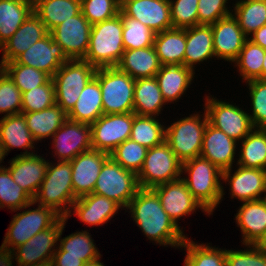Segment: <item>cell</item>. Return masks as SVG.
I'll return each mask as SVG.
<instances>
[{
	"instance_id": "cell-1",
	"label": "cell",
	"mask_w": 266,
	"mask_h": 266,
	"mask_svg": "<svg viewBox=\"0 0 266 266\" xmlns=\"http://www.w3.org/2000/svg\"><path fill=\"white\" fill-rule=\"evenodd\" d=\"M125 212L150 242L180 249L188 237L163 209L158 194L152 188H139Z\"/></svg>"
},
{
	"instance_id": "cell-2",
	"label": "cell",
	"mask_w": 266,
	"mask_h": 266,
	"mask_svg": "<svg viewBox=\"0 0 266 266\" xmlns=\"http://www.w3.org/2000/svg\"><path fill=\"white\" fill-rule=\"evenodd\" d=\"M181 180L202 207L213 215L226 193L221 182L222 171L208 159L198 156L182 163Z\"/></svg>"
},
{
	"instance_id": "cell-3",
	"label": "cell",
	"mask_w": 266,
	"mask_h": 266,
	"mask_svg": "<svg viewBox=\"0 0 266 266\" xmlns=\"http://www.w3.org/2000/svg\"><path fill=\"white\" fill-rule=\"evenodd\" d=\"M34 205L36 206V203L32 201L21 209L12 211L20 212L13 215L12 221L3 237V242L0 246V261L14 248L26 243L35 234L52 227L61 218L52 208L37 204L38 207L31 209L30 207H34Z\"/></svg>"
},
{
	"instance_id": "cell-4",
	"label": "cell",
	"mask_w": 266,
	"mask_h": 266,
	"mask_svg": "<svg viewBox=\"0 0 266 266\" xmlns=\"http://www.w3.org/2000/svg\"><path fill=\"white\" fill-rule=\"evenodd\" d=\"M122 33L120 13L92 25L88 52L83 60L96 68L117 66L124 52Z\"/></svg>"
},
{
	"instance_id": "cell-5",
	"label": "cell",
	"mask_w": 266,
	"mask_h": 266,
	"mask_svg": "<svg viewBox=\"0 0 266 266\" xmlns=\"http://www.w3.org/2000/svg\"><path fill=\"white\" fill-rule=\"evenodd\" d=\"M70 161L48 162L45 178L33 201L52 208L61 217H66L77 199L72 186Z\"/></svg>"
},
{
	"instance_id": "cell-6",
	"label": "cell",
	"mask_w": 266,
	"mask_h": 266,
	"mask_svg": "<svg viewBox=\"0 0 266 266\" xmlns=\"http://www.w3.org/2000/svg\"><path fill=\"white\" fill-rule=\"evenodd\" d=\"M203 111L177 118L174 123L166 125L165 141L181 163L201 154L203 134L208 123L206 112Z\"/></svg>"
},
{
	"instance_id": "cell-7",
	"label": "cell",
	"mask_w": 266,
	"mask_h": 266,
	"mask_svg": "<svg viewBox=\"0 0 266 266\" xmlns=\"http://www.w3.org/2000/svg\"><path fill=\"white\" fill-rule=\"evenodd\" d=\"M94 77L101 88L103 114L133 112L135 79L117 66L97 68Z\"/></svg>"
},
{
	"instance_id": "cell-8",
	"label": "cell",
	"mask_w": 266,
	"mask_h": 266,
	"mask_svg": "<svg viewBox=\"0 0 266 266\" xmlns=\"http://www.w3.org/2000/svg\"><path fill=\"white\" fill-rule=\"evenodd\" d=\"M96 67L83 59L68 60L52 77L56 104L68 114L87 83L95 76Z\"/></svg>"
},
{
	"instance_id": "cell-9",
	"label": "cell",
	"mask_w": 266,
	"mask_h": 266,
	"mask_svg": "<svg viewBox=\"0 0 266 266\" xmlns=\"http://www.w3.org/2000/svg\"><path fill=\"white\" fill-rule=\"evenodd\" d=\"M203 102L208 123L236 142L242 141L255 128L247 109L243 110L240 104L219 100L210 93L205 95Z\"/></svg>"
},
{
	"instance_id": "cell-10",
	"label": "cell",
	"mask_w": 266,
	"mask_h": 266,
	"mask_svg": "<svg viewBox=\"0 0 266 266\" xmlns=\"http://www.w3.org/2000/svg\"><path fill=\"white\" fill-rule=\"evenodd\" d=\"M63 224L61 217L52 227L35 234L26 243L14 248L0 266H31L51 263L58 247V238ZM15 260V261H14Z\"/></svg>"
},
{
	"instance_id": "cell-11",
	"label": "cell",
	"mask_w": 266,
	"mask_h": 266,
	"mask_svg": "<svg viewBox=\"0 0 266 266\" xmlns=\"http://www.w3.org/2000/svg\"><path fill=\"white\" fill-rule=\"evenodd\" d=\"M139 188L137 174L109 157L101 168L93 193L114 200L125 210Z\"/></svg>"
},
{
	"instance_id": "cell-12",
	"label": "cell",
	"mask_w": 266,
	"mask_h": 266,
	"mask_svg": "<svg viewBox=\"0 0 266 266\" xmlns=\"http://www.w3.org/2000/svg\"><path fill=\"white\" fill-rule=\"evenodd\" d=\"M182 163L177 159L166 141L149 148L142 169L137 174L140 188H154L158 185L181 179Z\"/></svg>"
},
{
	"instance_id": "cell-13",
	"label": "cell",
	"mask_w": 266,
	"mask_h": 266,
	"mask_svg": "<svg viewBox=\"0 0 266 266\" xmlns=\"http://www.w3.org/2000/svg\"><path fill=\"white\" fill-rule=\"evenodd\" d=\"M132 113L103 114L91 126L94 150L110 154L120 143L130 138Z\"/></svg>"
},
{
	"instance_id": "cell-14",
	"label": "cell",
	"mask_w": 266,
	"mask_h": 266,
	"mask_svg": "<svg viewBox=\"0 0 266 266\" xmlns=\"http://www.w3.org/2000/svg\"><path fill=\"white\" fill-rule=\"evenodd\" d=\"M235 166L222 171V184L226 183L225 186H229L228 195L230 194L231 199H236L241 203L264 199L266 197V170L246 168L237 164Z\"/></svg>"
},
{
	"instance_id": "cell-15",
	"label": "cell",
	"mask_w": 266,
	"mask_h": 266,
	"mask_svg": "<svg viewBox=\"0 0 266 266\" xmlns=\"http://www.w3.org/2000/svg\"><path fill=\"white\" fill-rule=\"evenodd\" d=\"M51 154L56 161H71L80 153L89 151L91 144L90 124L67 119L52 135Z\"/></svg>"
},
{
	"instance_id": "cell-16",
	"label": "cell",
	"mask_w": 266,
	"mask_h": 266,
	"mask_svg": "<svg viewBox=\"0 0 266 266\" xmlns=\"http://www.w3.org/2000/svg\"><path fill=\"white\" fill-rule=\"evenodd\" d=\"M92 25L80 12L59 24L50 34L69 60L84 59L89 46Z\"/></svg>"
},
{
	"instance_id": "cell-17",
	"label": "cell",
	"mask_w": 266,
	"mask_h": 266,
	"mask_svg": "<svg viewBox=\"0 0 266 266\" xmlns=\"http://www.w3.org/2000/svg\"><path fill=\"white\" fill-rule=\"evenodd\" d=\"M152 189L158 194L163 209L177 226H179L178 221L181 217L186 218L199 209L210 217V214L193 197L181 179L158 185Z\"/></svg>"
},
{
	"instance_id": "cell-18",
	"label": "cell",
	"mask_w": 266,
	"mask_h": 266,
	"mask_svg": "<svg viewBox=\"0 0 266 266\" xmlns=\"http://www.w3.org/2000/svg\"><path fill=\"white\" fill-rule=\"evenodd\" d=\"M109 157L106 152L91 149L70 161L72 186L77 199L93 193L101 168Z\"/></svg>"
},
{
	"instance_id": "cell-19",
	"label": "cell",
	"mask_w": 266,
	"mask_h": 266,
	"mask_svg": "<svg viewBox=\"0 0 266 266\" xmlns=\"http://www.w3.org/2000/svg\"><path fill=\"white\" fill-rule=\"evenodd\" d=\"M120 209L122 210L123 208L114 200L91 193L76 199L71 205L65 219L68 220L70 216L76 215L80 222L88 225V227H102L108 221L112 220Z\"/></svg>"
},
{
	"instance_id": "cell-20",
	"label": "cell",
	"mask_w": 266,
	"mask_h": 266,
	"mask_svg": "<svg viewBox=\"0 0 266 266\" xmlns=\"http://www.w3.org/2000/svg\"><path fill=\"white\" fill-rule=\"evenodd\" d=\"M68 60L61 46L53 40L49 33L31 45L29 49L20 54L14 61L17 64L41 70L52 78L62 64Z\"/></svg>"
},
{
	"instance_id": "cell-21",
	"label": "cell",
	"mask_w": 266,
	"mask_h": 266,
	"mask_svg": "<svg viewBox=\"0 0 266 266\" xmlns=\"http://www.w3.org/2000/svg\"><path fill=\"white\" fill-rule=\"evenodd\" d=\"M211 29L213 32L214 60H223L232 64L240 54L248 37L232 14L211 24Z\"/></svg>"
},
{
	"instance_id": "cell-22",
	"label": "cell",
	"mask_w": 266,
	"mask_h": 266,
	"mask_svg": "<svg viewBox=\"0 0 266 266\" xmlns=\"http://www.w3.org/2000/svg\"><path fill=\"white\" fill-rule=\"evenodd\" d=\"M49 160L37 153L16 155L10 159L7 167L16 184L34 199L45 178Z\"/></svg>"
},
{
	"instance_id": "cell-23",
	"label": "cell",
	"mask_w": 266,
	"mask_h": 266,
	"mask_svg": "<svg viewBox=\"0 0 266 266\" xmlns=\"http://www.w3.org/2000/svg\"><path fill=\"white\" fill-rule=\"evenodd\" d=\"M238 142L207 123L203 134L201 154L221 171L230 169L238 160ZM236 162V164H235Z\"/></svg>"
},
{
	"instance_id": "cell-24",
	"label": "cell",
	"mask_w": 266,
	"mask_h": 266,
	"mask_svg": "<svg viewBox=\"0 0 266 266\" xmlns=\"http://www.w3.org/2000/svg\"><path fill=\"white\" fill-rule=\"evenodd\" d=\"M120 10L155 33L173 28L169 0H133L125 3Z\"/></svg>"
},
{
	"instance_id": "cell-25",
	"label": "cell",
	"mask_w": 266,
	"mask_h": 266,
	"mask_svg": "<svg viewBox=\"0 0 266 266\" xmlns=\"http://www.w3.org/2000/svg\"><path fill=\"white\" fill-rule=\"evenodd\" d=\"M49 33L44 23L33 11L12 37L0 47V52H2L0 64L14 61L31 45Z\"/></svg>"
},
{
	"instance_id": "cell-26",
	"label": "cell",
	"mask_w": 266,
	"mask_h": 266,
	"mask_svg": "<svg viewBox=\"0 0 266 266\" xmlns=\"http://www.w3.org/2000/svg\"><path fill=\"white\" fill-rule=\"evenodd\" d=\"M234 215L243 245H254L266 234V199L243 202Z\"/></svg>"
},
{
	"instance_id": "cell-27",
	"label": "cell",
	"mask_w": 266,
	"mask_h": 266,
	"mask_svg": "<svg viewBox=\"0 0 266 266\" xmlns=\"http://www.w3.org/2000/svg\"><path fill=\"white\" fill-rule=\"evenodd\" d=\"M195 72L182 64L162 65L155 78L166 104H175L194 83ZM175 102V103H174Z\"/></svg>"
},
{
	"instance_id": "cell-28",
	"label": "cell",
	"mask_w": 266,
	"mask_h": 266,
	"mask_svg": "<svg viewBox=\"0 0 266 266\" xmlns=\"http://www.w3.org/2000/svg\"><path fill=\"white\" fill-rule=\"evenodd\" d=\"M0 142L6 156L14 149L24 150L18 155H31L38 149L22 113L0 118Z\"/></svg>"
},
{
	"instance_id": "cell-29",
	"label": "cell",
	"mask_w": 266,
	"mask_h": 266,
	"mask_svg": "<svg viewBox=\"0 0 266 266\" xmlns=\"http://www.w3.org/2000/svg\"><path fill=\"white\" fill-rule=\"evenodd\" d=\"M213 57V58H212ZM215 58L211 25L199 24L186 28L184 65L194 72L197 64ZM210 59V60H209ZM196 65V66H195Z\"/></svg>"
},
{
	"instance_id": "cell-30",
	"label": "cell",
	"mask_w": 266,
	"mask_h": 266,
	"mask_svg": "<svg viewBox=\"0 0 266 266\" xmlns=\"http://www.w3.org/2000/svg\"><path fill=\"white\" fill-rule=\"evenodd\" d=\"M162 64L154 46L124 50L117 67L133 79L155 77Z\"/></svg>"
},
{
	"instance_id": "cell-31",
	"label": "cell",
	"mask_w": 266,
	"mask_h": 266,
	"mask_svg": "<svg viewBox=\"0 0 266 266\" xmlns=\"http://www.w3.org/2000/svg\"><path fill=\"white\" fill-rule=\"evenodd\" d=\"M133 96V112L139 116L158 117L167 105L155 77L135 79Z\"/></svg>"
},
{
	"instance_id": "cell-32",
	"label": "cell",
	"mask_w": 266,
	"mask_h": 266,
	"mask_svg": "<svg viewBox=\"0 0 266 266\" xmlns=\"http://www.w3.org/2000/svg\"><path fill=\"white\" fill-rule=\"evenodd\" d=\"M102 115L101 88L99 81L93 77L80 93L74 107L67 114V118L76 122L92 124Z\"/></svg>"
},
{
	"instance_id": "cell-33",
	"label": "cell",
	"mask_w": 266,
	"mask_h": 266,
	"mask_svg": "<svg viewBox=\"0 0 266 266\" xmlns=\"http://www.w3.org/2000/svg\"><path fill=\"white\" fill-rule=\"evenodd\" d=\"M33 139L42 143L43 139H50L52 135L68 119L67 114L57 105L37 112H21Z\"/></svg>"
},
{
	"instance_id": "cell-34",
	"label": "cell",
	"mask_w": 266,
	"mask_h": 266,
	"mask_svg": "<svg viewBox=\"0 0 266 266\" xmlns=\"http://www.w3.org/2000/svg\"><path fill=\"white\" fill-rule=\"evenodd\" d=\"M33 11L50 32L81 12V0H35Z\"/></svg>"
},
{
	"instance_id": "cell-35",
	"label": "cell",
	"mask_w": 266,
	"mask_h": 266,
	"mask_svg": "<svg viewBox=\"0 0 266 266\" xmlns=\"http://www.w3.org/2000/svg\"><path fill=\"white\" fill-rule=\"evenodd\" d=\"M68 221L63 217V224L58 238L56 251H65V256L79 257L84 263L95 259H102V254L98 250L90 230H82L71 233L62 238Z\"/></svg>"
},
{
	"instance_id": "cell-36",
	"label": "cell",
	"mask_w": 266,
	"mask_h": 266,
	"mask_svg": "<svg viewBox=\"0 0 266 266\" xmlns=\"http://www.w3.org/2000/svg\"><path fill=\"white\" fill-rule=\"evenodd\" d=\"M153 46L162 65H184L186 28H172L155 33Z\"/></svg>"
},
{
	"instance_id": "cell-37",
	"label": "cell",
	"mask_w": 266,
	"mask_h": 266,
	"mask_svg": "<svg viewBox=\"0 0 266 266\" xmlns=\"http://www.w3.org/2000/svg\"><path fill=\"white\" fill-rule=\"evenodd\" d=\"M33 12L31 0H0V47Z\"/></svg>"
},
{
	"instance_id": "cell-38",
	"label": "cell",
	"mask_w": 266,
	"mask_h": 266,
	"mask_svg": "<svg viewBox=\"0 0 266 266\" xmlns=\"http://www.w3.org/2000/svg\"><path fill=\"white\" fill-rule=\"evenodd\" d=\"M238 144L237 165L266 170V129L254 128Z\"/></svg>"
},
{
	"instance_id": "cell-39",
	"label": "cell",
	"mask_w": 266,
	"mask_h": 266,
	"mask_svg": "<svg viewBox=\"0 0 266 266\" xmlns=\"http://www.w3.org/2000/svg\"><path fill=\"white\" fill-rule=\"evenodd\" d=\"M180 250L185 251L184 266H228L226 249L211 243H198L187 237ZM184 248V249H183Z\"/></svg>"
},
{
	"instance_id": "cell-40",
	"label": "cell",
	"mask_w": 266,
	"mask_h": 266,
	"mask_svg": "<svg viewBox=\"0 0 266 266\" xmlns=\"http://www.w3.org/2000/svg\"><path fill=\"white\" fill-rule=\"evenodd\" d=\"M156 116H139L133 112L130 139L146 148H152L165 141L166 124ZM165 124V125H164Z\"/></svg>"
},
{
	"instance_id": "cell-41",
	"label": "cell",
	"mask_w": 266,
	"mask_h": 266,
	"mask_svg": "<svg viewBox=\"0 0 266 266\" xmlns=\"http://www.w3.org/2000/svg\"><path fill=\"white\" fill-rule=\"evenodd\" d=\"M234 1L236 2L232 3V15L236 18L247 37L251 36L263 25H266V2L252 0Z\"/></svg>"
},
{
	"instance_id": "cell-42",
	"label": "cell",
	"mask_w": 266,
	"mask_h": 266,
	"mask_svg": "<svg viewBox=\"0 0 266 266\" xmlns=\"http://www.w3.org/2000/svg\"><path fill=\"white\" fill-rule=\"evenodd\" d=\"M265 49L247 39L238 57L232 62L243 82L262 80Z\"/></svg>"
},
{
	"instance_id": "cell-43",
	"label": "cell",
	"mask_w": 266,
	"mask_h": 266,
	"mask_svg": "<svg viewBox=\"0 0 266 266\" xmlns=\"http://www.w3.org/2000/svg\"><path fill=\"white\" fill-rule=\"evenodd\" d=\"M33 199L14 182L7 165L0 167V209L19 210Z\"/></svg>"
},
{
	"instance_id": "cell-44",
	"label": "cell",
	"mask_w": 266,
	"mask_h": 266,
	"mask_svg": "<svg viewBox=\"0 0 266 266\" xmlns=\"http://www.w3.org/2000/svg\"><path fill=\"white\" fill-rule=\"evenodd\" d=\"M0 66L22 93L44 85L51 78L41 70L17 64L15 61L0 64Z\"/></svg>"
},
{
	"instance_id": "cell-45",
	"label": "cell",
	"mask_w": 266,
	"mask_h": 266,
	"mask_svg": "<svg viewBox=\"0 0 266 266\" xmlns=\"http://www.w3.org/2000/svg\"><path fill=\"white\" fill-rule=\"evenodd\" d=\"M123 21L124 50L140 49L153 46L155 32L140 21L126 16L121 10Z\"/></svg>"
},
{
	"instance_id": "cell-46",
	"label": "cell",
	"mask_w": 266,
	"mask_h": 266,
	"mask_svg": "<svg viewBox=\"0 0 266 266\" xmlns=\"http://www.w3.org/2000/svg\"><path fill=\"white\" fill-rule=\"evenodd\" d=\"M147 151L148 148L129 138L120 143L109 155L124 169L138 174L144 164Z\"/></svg>"
},
{
	"instance_id": "cell-47",
	"label": "cell",
	"mask_w": 266,
	"mask_h": 266,
	"mask_svg": "<svg viewBox=\"0 0 266 266\" xmlns=\"http://www.w3.org/2000/svg\"><path fill=\"white\" fill-rule=\"evenodd\" d=\"M55 104V86L52 78H50L44 85L22 93L21 112H37Z\"/></svg>"
},
{
	"instance_id": "cell-48",
	"label": "cell",
	"mask_w": 266,
	"mask_h": 266,
	"mask_svg": "<svg viewBox=\"0 0 266 266\" xmlns=\"http://www.w3.org/2000/svg\"><path fill=\"white\" fill-rule=\"evenodd\" d=\"M249 90V116L255 128L266 129V80L256 79L245 82ZM251 113V114H250Z\"/></svg>"
},
{
	"instance_id": "cell-49",
	"label": "cell",
	"mask_w": 266,
	"mask_h": 266,
	"mask_svg": "<svg viewBox=\"0 0 266 266\" xmlns=\"http://www.w3.org/2000/svg\"><path fill=\"white\" fill-rule=\"evenodd\" d=\"M22 92L0 66V114L2 117L20 114Z\"/></svg>"
},
{
	"instance_id": "cell-50",
	"label": "cell",
	"mask_w": 266,
	"mask_h": 266,
	"mask_svg": "<svg viewBox=\"0 0 266 266\" xmlns=\"http://www.w3.org/2000/svg\"><path fill=\"white\" fill-rule=\"evenodd\" d=\"M119 12L118 0H81V13L91 25L113 18Z\"/></svg>"
},
{
	"instance_id": "cell-51",
	"label": "cell",
	"mask_w": 266,
	"mask_h": 266,
	"mask_svg": "<svg viewBox=\"0 0 266 266\" xmlns=\"http://www.w3.org/2000/svg\"><path fill=\"white\" fill-rule=\"evenodd\" d=\"M173 28L198 25V0H169Z\"/></svg>"
},
{
	"instance_id": "cell-52",
	"label": "cell",
	"mask_w": 266,
	"mask_h": 266,
	"mask_svg": "<svg viewBox=\"0 0 266 266\" xmlns=\"http://www.w3.org/2000/svg\"><path fill=\"white\" fill-rule=\"evenodd\" d=\"M230 0H198V25H211L232 14ZM233 1V0H232ZM231 8V9H230Z\"/></svg>"
},
{
	"instance_id": "cell-53",
	"label": "cell",
	"mask_w": 266,
	"mask_h": 266,
	"mask_svg": "<svg viewBox=\"0 0 266 266\" xmlns=\"http://www.w3.org/2000/svg\"><path fill=\"white\" fill-rule=\"evenodd\" d=\"M243 249L234 250L231 248L229 250L226 248L228 266H266V256L254 245H244Z\"/></svg>"
},
{
	"instance_id": "cell-54",
	"label": "cell",
	"mask_w": 266,
	"mask_h": 266,
	"mask_svg": "<svg viewBox=\"0 0 266 266\" xmlns=\"http://www.w3.org/2000/svg\"><path fill=\"white\" fill-rule=\"evenodd\" d=\"M84 262L79 257L65 256V251H55L51 266H83Z\"/></svg>"
},
{
	"instance_id": "cell-55",
	"label": "cell",
	"mask_w": 266,
	"mask_h": 266,
	"mask_svg": "<svg viewBox=\"0 0 266 266\" xmlns=\"http://www.w3.org/2000/svg\"><path fill=\"white\" fill-rule=\"evenodd\" d=\"M248 39L266 50V25L260 27Z\"/></svg>"
},
{
	"instance_id": "cell-56",
	"label": "cell",
	"mask_w": 266,
	"mask_h": 266,
	"mask_svg": "<svg viewBox=\"0 0 266 266\" xmlns=\"http://www.w3.org/2000/svg\"><path fill=\"white\" fill-rule=\"evenodd\" d=\"M254 246L266 256V234L263 235L255 244Z\"/></svg>"
},
{
	"instance_id": "cell-57",
	"label": "cell",
	"mask_w": 266,
	"mask_h": 266,
	"mask_svg": "<svg viewBox=\"0 0 266 266\" xmlns=\"http://www.w3.org/2000/svg\"><path fill=\"white\" fill-rule=\"evenodd\" d=\"M83 266H105V264L101 262L99 258V259H95L89 262H85Z\"/></svg>"
},
{
	"instance_id": "cell-58",
	"label": "cell",
	"mask_w": 266,
	"mask_h": 266,
	"mask_svg": "<svg viewBox=\"0 0 266 266\" xmlns=\"http://www.w3.org/2000/svg\"><path fill=\"white\" fill-rule=\"evenodd\" d=\"M263 66H262V80H266V50H265V55H264V60H263Z\"/></svg>"
},
{
	"instance_id": "cell-59",
	"label": "cell",
	"mask_w": 266,
	"mask_h": 266,
	"mask_svg": "<svg viewBox=\"0 0 266 266\" xmlns=\"http://www.w3.org/2000/svg\"><path fill=\"white\" fill-rule=\"evenodd\" d=\"M5 156H6V154H5V152H4L3 145H2V143L0 142V167L3 166L2 163H4L3 161H4V159H5Z\"/></svg>"
},
{
	"instance_id": "cell-60",
	"label": "cell",
	"mask_w": 266,
	"mask_h": 266,
	"mask_svg": "<svg viewBox=\"0 0 266 266\" xmlns=\"http://www.w3.org/2000/svg\"><path fill=\"white\" fill-rule=\"evenodd\" d=\"M133 0H118L119 7L121 8L125 3L130 2Z\"/></svg>"
},
{
	"instance_id": "cell-61",
	"label": "cell",
	"mask_w": 266,
	"mask_h": 266,
	"mask_svg": "<svg viewBox=\"0 0 266 266\" xmlns=\"http://www.w3.org/2000/svg\"><path fill=\"white\" fill-rule=\"evenodd\" d=\"M31 266H51V263H47V264H38V265H31Z\"/></svg>"
},
{
	"instance_id": "cell-62",
	"label": "cell",
	"mask_w": 266,
	"mask_h": 266,
	"mask_svg": "<svg viewBox=\"0 0 266 266\" xmlns=\"http://www.w3.org/2000/svg\"><path fill=\"white\" fill-rule=\"evenodd\" d=\"M252 1H261V2H266V0H252Z\"/></svg>"
}]
</instances>
